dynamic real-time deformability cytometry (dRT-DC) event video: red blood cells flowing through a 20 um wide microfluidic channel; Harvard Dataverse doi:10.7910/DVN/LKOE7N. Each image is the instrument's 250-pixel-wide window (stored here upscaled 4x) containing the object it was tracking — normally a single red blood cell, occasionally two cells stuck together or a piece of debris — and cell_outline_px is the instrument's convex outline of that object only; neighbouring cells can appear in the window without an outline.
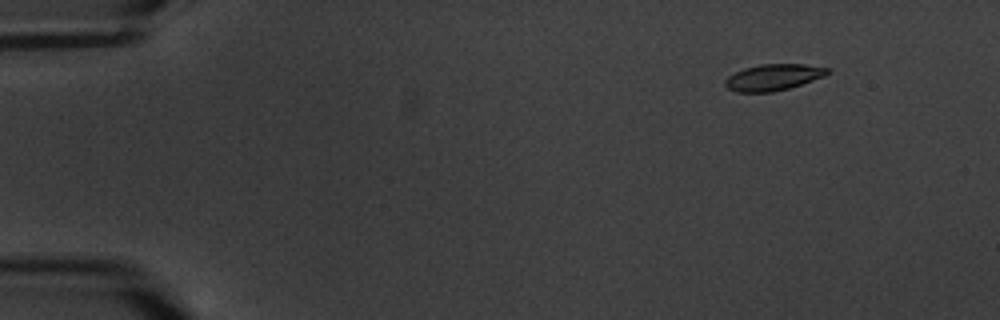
{"species": "common noctule bat (a hibernating species)", "species_latin": "Nyctalus noctula", "temperature_condition": "warm", "stored_images_in_passage": 7, "camera_frame_rate_fps": 3000, "um_per_image_px": 0.085, "animal": {"sex": "male", "body_mass_g": 20.1, "forearm_length_mm": 53.5}, "frame": {"image": 1, "passage_image": 3, "time_ms": 2.333, "image_size_px": [1000, 320], "cell_outline_px": [[832, 72], [824, 76], [788, 88], [772, 92], [736, 92], [728, 88], [724, 84], [724, 80], [728, 76], [744, 68], [760, 64], [804, 64], [832, 68]], "centroid_in_image_um": [65.75, 6.56], "position_along_channel_um": 19.3, "area_um2": 15.72}}
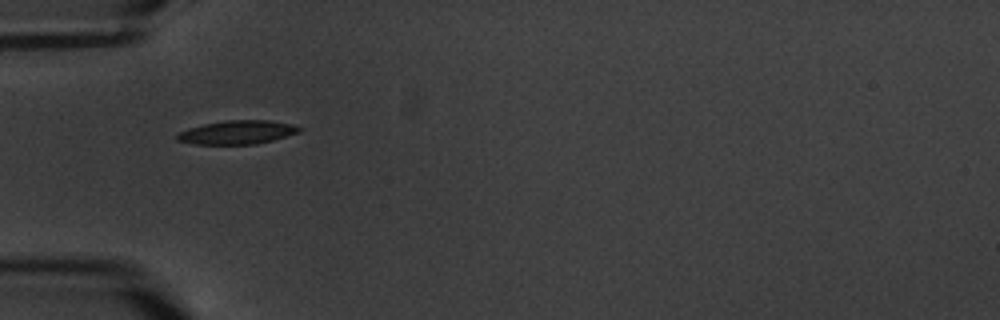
{"frame": {"image": 2, "passage_image": 6, "time_ms": 6.667, "image_size_px": [1000, 320], "cell_outline_px": [[304, 128], [300, 132], [272, 140], [256, 144], [196, 144], [176, 140], [176, 136], [180, 132], [188, 128], [204, 124], [224, 120], [268, 120], [292, 124]], "centroid_in_image_um": [20.19, 11.24], "position_along_channel_um": 64.8, "area_um2": 16.82}}